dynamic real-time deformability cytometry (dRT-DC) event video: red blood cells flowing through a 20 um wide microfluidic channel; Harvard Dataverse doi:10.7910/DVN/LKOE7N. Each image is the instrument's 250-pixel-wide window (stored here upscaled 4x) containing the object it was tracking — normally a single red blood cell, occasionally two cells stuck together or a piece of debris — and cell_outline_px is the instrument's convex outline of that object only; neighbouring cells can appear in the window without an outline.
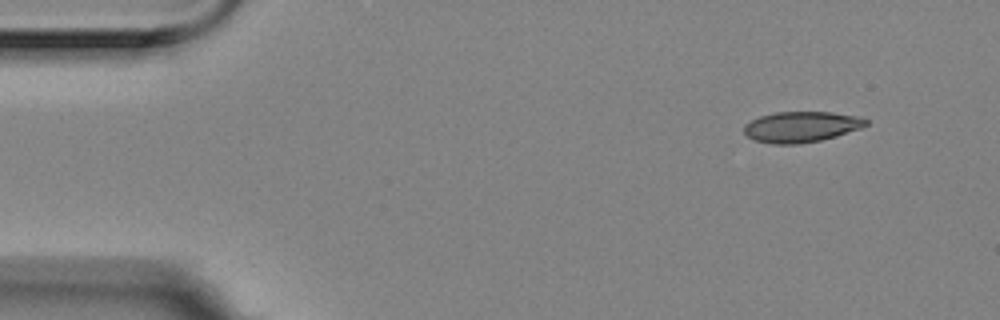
{"species": "Egyptian fruit bat (a non-hibernating species)", "species_latin": "Rousettus aegyptiacus", "temperature_condition": "room temperature", "stored_images_in_passage": 4, "camera_frame_rate_fps": 3000, "um_per_image_px": 0.085, "animal": {"sex": "female"}, "frame": {"image": 1, "passage_image": 1, "time_ms": 0.0, "image_size_px": [1000, 320], "cell_outline_px": [[868, 124], [860, 128], [836, 136], [820, 140], [800, 144], [772, 144], [756, 140], [748, 136], [744, 132], [744, 124], [760, 116], [776, 112], [832, 112], [860, 116], [868, 120]], "centroid_in_image_um": [68.12, 10.77], "position_along_channel_um": 16.9, "area_um2": 21.79}}